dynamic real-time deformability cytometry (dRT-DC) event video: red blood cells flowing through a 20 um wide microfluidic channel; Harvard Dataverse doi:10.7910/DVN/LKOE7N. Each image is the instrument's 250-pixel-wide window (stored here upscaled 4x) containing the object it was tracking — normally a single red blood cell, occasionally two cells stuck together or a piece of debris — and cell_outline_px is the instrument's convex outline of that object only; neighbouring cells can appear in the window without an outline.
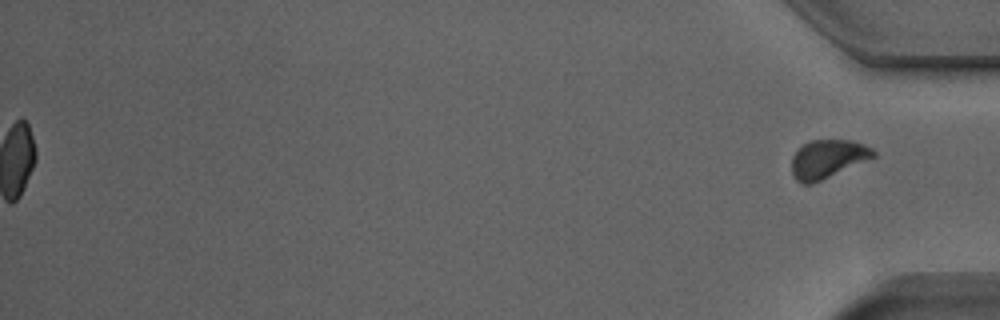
{"species": "Egyptian fruit bat (a non-hibernating species)", "species_latin": "Rousettus aegyptiacus", "temperature_condition": "room temperature", "stored_images_in_passage": 53, "segment_of_instrument_passage": [2, 2], "camera_frame_rate_fps": 3000, "um_per_image_px": 0.085, "animal": {"sex": "male"}, "frame": {"image": 1, "passage_image": 53, "time_ms": 17.333, "image_size_px": [1000, 320], "cell_outline_px": [[876, 156], [812, 184], [804, 184], [796, 180], [792, 172], [792, 156], [796, 148], [808, 140], [852, 140], [864, 144], [872, 148], [876, 152]], "centroid_in_image_um": [70.32, 13.49], "position_along_channel_um": 364.9, "area_um2": 18.38}}